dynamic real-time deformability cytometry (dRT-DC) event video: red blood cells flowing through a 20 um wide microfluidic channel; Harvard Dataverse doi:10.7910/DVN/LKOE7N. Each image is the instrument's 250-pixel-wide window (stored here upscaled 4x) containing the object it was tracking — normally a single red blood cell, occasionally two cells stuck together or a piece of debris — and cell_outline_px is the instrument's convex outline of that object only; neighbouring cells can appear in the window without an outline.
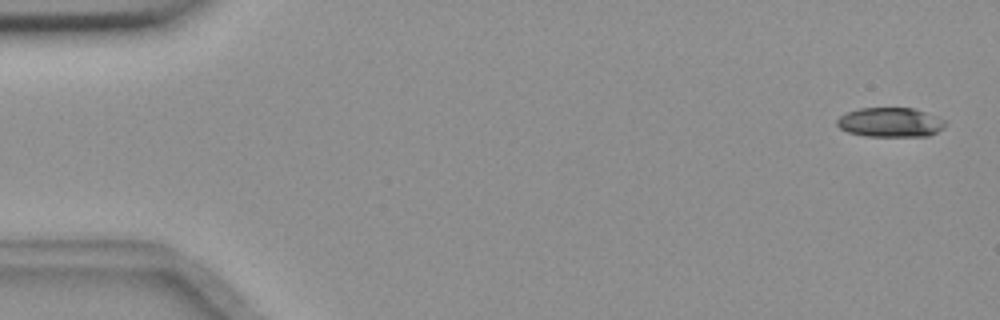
{"species": "common noctule bat (a hibernating species)", "species_latin": "Nyctalus noctula", "temperature_condition": "room temperature", "stored_images_in_passage": 56, "camera_frame_rate_fps": 3000, "um_per_image_px": 0.085, "animal": {"sex": "female", "body_mass_g": 18.4}, "frame": {"image": 1, "passage_image": 2, "time_ms": 0.333, "image_size_px": [1000, 320], "cell_outline_px": [[948, 124], [944, 128], [928, 136], [864, 136], [848, 132], [840, 128], [836, 124], [836, 120], [840, 116], [848, 112], [860, 108], [916, 108], [948, 120]], "centroid_in_image_um": [75.73, 10.39], "position_along_channel_um": 9.3, "area_um2": 18.84}}
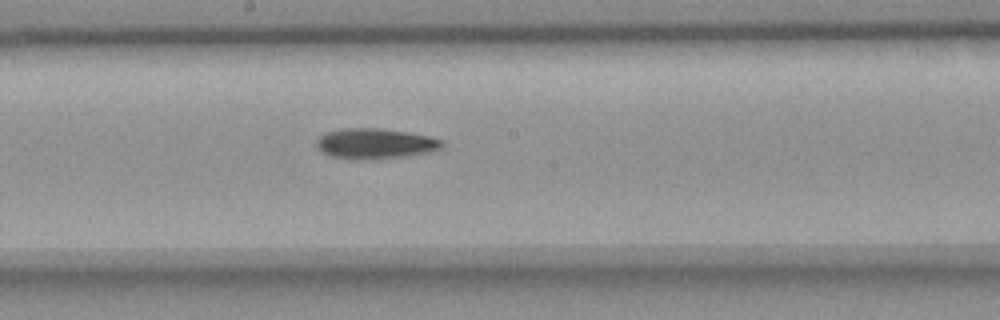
{"frame": {"image": 2, "passage_image": 30, "time_ms": 9.667, "image_size_px": [1000, 320], "cell_outline_px": [[444, 144], [440, 148], [424, 152], [404, 156], [368, 160], [352, 160], [332, 156], [316, 148], [316, 140], [324, 132], [340, 128], [380, 128], [408, 132], [428, 136], [444, 140]], "centroid_in_image_um": [31.83, 12.2], "position_along_channel_um": 216.4, "area_um2": 22.31}}
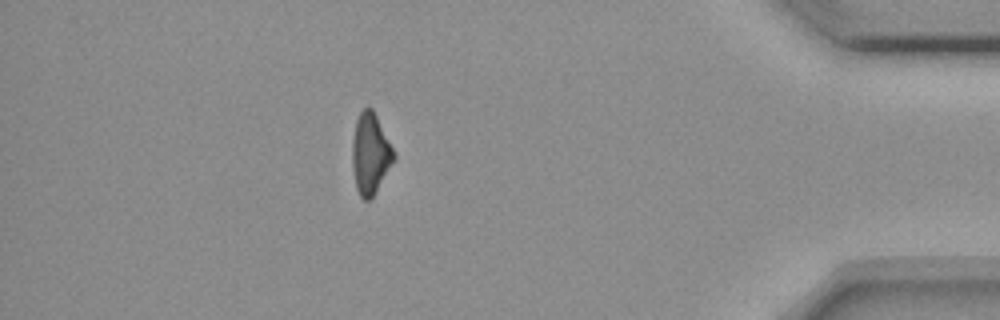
{"frame": {"image": 3, "passage_image": 49, "time_ms": 16.0, "image_size_px": [1000, 320], "cell_outline_px": [[396, 160], [372, 200], [364, 200], [360, 196], [356, 188], [352, 168], [352, 140], [356, 120], [360, 112], [364, 108], [372, 108], [396, 156]], "centroid_in_image_um": [31.48, 13.14], "position_along_channel_um": 403.7, "area_um2": 19.77}, "authors_computed_cell_mechanics": {"area_um2": 20.4901, "velocity_mm_per_s": 3.663, "shape_relaxation_time_tau1_ms": 6.5586, "shape_relaxation_time_tau2_ms": null, "deformation_change_tau1": 0.1599, "deformation_change_tau2": null}}